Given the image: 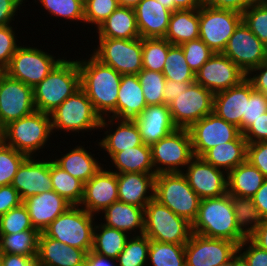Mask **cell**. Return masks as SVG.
I'll use <instances>...</instances> for the list:
<instances>
[{
    "label": "cell",
    "instance_id": "65",
    "mask_svg": "<svg viewBox=\"0 0 267 266\" xmlns=\"http://www.w3.org/2000/svg\"><path fill=\"white\" fill-rule=\"evenodd\" d=\"M249 238L261 249L267 251V219L263 220Z\"/></svg>",
    "mask_w": 267,
    "mask_h": 266
},
{
    "label": "cell",
    "instance_id": "20",
    "mask_svg": "<svg viewBox=\"0 0 267 266\" xmlns=\"http://www.w3.org/2000/svg\"><path fill=\"white\" fill-rule=\"evenodd\" d=\"M118 200L117 174L103 166L84 184L83 198L79 206L98 217Z\"/></svg>",
    "mask_w": 267,
    "mask_h": 266
},
{
    "label": "cell",
    "instance_id": "5",
    "mask_svg": "<svg viewBox=\"0 0 267 266\" xmlns=\"http://www.w3.org/2000/svg\"><path fill=\"white\" fill-rule=\"evenodd\" d=\"M53 134L59 131L61 135L70 134L84 136L85 132H95L101 125V116L96 112L91 101L80 88L73 95L65 99L55 110L50 113Z\"/></svg>",
    "mask_w": 267,
    "mask_h": 266
},
{
    "label": "cell",
    "instance_id": "48",
    "mask_svg": "<svg viewBox=\"0 0 267 266\" xmlns=\"http://www.w3.org/2000/svg\"><path fill=\"white\" fill-rule=\"evenodd\" d=\"M26 158L25 154L5 143L0 146V186L12 184L19 166Z\"/></svg>",
    "mask_w": 267,
    "mask_h": 266
},
{
    "label": "cell",
    "instance_id": "6",
    "mask_svg": "<svg viewBox=\"0 0 267 266\" xmlns=\"http://www.w3.org/2000/svg\"><path fill=\"white\" fill-rule=\"evenodd\" d=\"M96 218L97 216L88 213L79 205H72L51 222L42 233L47 237L88 253L93 248Z\"/></svg>",
    "mask_w": 267,
    "mask_h": 266
},
{
    "label": "cell",
    "instance_id": "13",
    "mask_svg": "<svg viewBox=\"0 0 267 266\" xmlns=\"http://www.w3.org/2000/svg\"><path fill=\"white\" fill-rule=\"evenodd\" d=\"M214 93L196 81L169 104L177 128L189 129L195 122L213 112Z\"/></svg>",
    "mask_w": 267,
    "mask_h": 266
},
{
    "label": "cell",
    "instance_id": "16",
    "mask_svg": "<svg viewBox=\"0 0 267 266\" xmlns=\"http://www.w3.org/2000/svg\"><path fill=\"white\" fill-rule=\"evenodd\" d=\"M36 111L33 88L9 77L4 71L0 80V123H8Z\"/></svg>",
    "mask_w": 267,
    "mask_h": 266
},
{
    "label": "cell",
    "instance_id": "2",
    "mask_svg": "<svg viewBox=\"0 0 267 266\" xmlns=\"http://www.w3.org/2000/svg\"><path fill=\"white\" fill-rule=\"evenodd\" d=\"M192 233L207 237L226 239L239 245L247 236L239 229L231 196L201 199Z\"/></svg>",
    "mask_w": 267,
    "mask_h": 266
},
{
    "label": "cell",
    "instance_id": "39",
    "mask_svg": "<svg viewBox=\"0 0 267 266\" xmlns=\"http://www.w3.org/2000/svg\"><path fill=\"white\" fill-rule=\"evenodd\" d=\"M39 235L40 232L35 228L14 234H0V253L37 257Z\"/></svg>",
    "mask_w": 267,
    "mask_h": 266
},
{
    "label": "cell",
    "instance_id": "49",
    "mask_svg": "<svg viewBox=\"0 0 267 266\" xmlns=\"http://www.w3.org/2000/svg\"><path fill=\"white\" fill-rule=\"evenodd\" d=\"M118 7L117 0H84V25L96 30Z\"/></svg>",
    "mask_w": 267,
    "mask_h": 266
},
{
    "label": "cell",
    "instance_id": "31",
    "mask_svg": "<svg viewBox=\"0 0 267 266\" xmlns=\"http://www.w3.org/2000/svg\"><path fill=\"white\" fill-rule=\"evenodd\" d=\"M147 107L137 74H122L116 104V119L138 117Z\"/></svg>",
    "mask_w": 267,
    "mask_h": 266
},
{
    "label": "cell",
    "instance_id": "33",
    "mask_svg": "<svg viewBox=\"0 0 267 266\" xmlns=\"http://www.w3.org/2000/svg\"><path fill=\"white\" fill-rule=\"evenodd\" d=\"M247 140L241 134L236 140L216 145L209 149L202 158L226 173L246 161Z\"/></svg>",
    "mask_w": 267,
    "mask_h": 266
},
{
    "label": "cell",
    "instance_id": "41",
    "mask_svg": "<svg viewBox=\"0 0 267 266\" xmlns=\"http://www.w3.org/2000/svg\"><path fill=\"white\" fill-rule=\"evenodd\" d=\"M231 196L234 214L239 229L249 237L263 222V218L252 198Z\"/></svg>",
    "mask_w": 267,
    "mask_h": 266
},
{
    "label": "cell",
    "instance_id": "12",
    "mask_svg": "<svg viewBox=\"0 0 267 266\" xmlns=\"http://www.w3.org/2000/svg\"><path fill=\"white\" fill-rule=\"evenodd\" d=\"M241 22V13L203 4L199 8V38L214 53H222Z\"/></svg>",
    "mask_w": 267,
    "mask_h": 266
},
{
    "label": "cell",
    "instance_id": "69",
    "mask_svg": "<svg viewBox=\"0 0 267 266\" xmlns=\"http://www.w3.org/2000/svg\"><path fill=\"white\" fill-rule=\"evenodd\" d=\"M0 139H4V126L0 123Z\"/></svg>",
    "mask_w": 267,
    "mask_h": 266
},
{
    "label": "cell",
    "instance_id": "15",
    "mask_svg": "<svg viewBox=\"0 0 267 266\" xmlns=\"http://www.w3.org/2000/svg\"><path fill=\"white\" fill-rule=\"evenodd\" d=\"M188 130L196 157H202L209 149L236 140L242 134L238 127L213 112L195 122Z\"/></svg>",
    "mask_w": 267,
    "mask_h": 266
},
{
    "label": "cell",
    "instance_id": "29",
    "mask_svg": "<svg viewBox=\"0 0 267 266\" xmlns=\"http://www.w3.org/2000/svg\"><path fill=\"white\" fill-rule=\"evenodd\" d=\"M84 146V147H83ZM78 144L74 148L69 147L68 152H60L61 154L55 156L53 154V161L64 171L68 172L74 178L82 181L84 184L89 181L103 166L99 162V158L95 154L87 150L84 145ZM63 153V154H62ZM59 157V158H57ZM98 158V160H97Z\"/></svg>",
    "mask_w": 267,
    "mask_h": 266
},
{
    "label": "cell",
    "instance_id": "38",
    "mask_svg": "<svg viewBox=\"0 0 267 266\" xmlns=\"http://www.w3.org/2000/svg\"><path fill=\"white\" fill-rule=\"evenodd\" d=\"M50 177L52 190L62 196L69 204L80 205L84 193V183L61 169L53 161L52 156L50 158Z\"/></svg>",
    "mask_w": 267,
    "mask_h": 266
},
{
    "label": "cell",
    "instance_id": "45",
    "mask_svg": "<svg viewBox=\"0 0 267 266\" xmlns=\"http://www.w3.org/2000/svg\"><path fill=\"white\" fill-rule=\"evenodd\" d=\"M149 246L146 235L130 236L116 259L117 266H147Z\"/></svg>",
    "mask_w": 267,
    "mask_h": 266
},
{
    "label": "cell",
    "instance_id": "3",
    "mask_svg": "<svg viewBox=\"0 0 267 266\" xmlns=\"http://www.w3.org/2000/svg\"><path fill=\"white\" fill-rule=\"evenodd\" d=\"M80 88L78 61L66 56L33 88L36 111L50 114Z\"/></svg>",
    "mask_w": 267,
    "mask_h": 266
},
{
    "label": "cell",
    "instance_id": "57",
    "mask_svg": "<svg viewBox=\"0 0 267 266\" xmlns=\"http://www.w3.org/2000/svg\"><path fill=\"white\" fill-rule=\"evenodd\" d=\"M22 203L19 193L11 184L0 186V216Z\"/></svg>",
    "mask_w": 267,
    "mask_h": 266
},
{
    "label": "cell",
    "instance_id": "70",
    "mask_svg": "<svg viewBox=\"0 0 267 266\" xmlns=\"http://www.w3.org/2000/svg\"><path fill=\"white\" fill-rule=\"evenodd\" d=\"M4 143V139H0V146Z\"/></svg>",
    "mask_w": 267,
    "mask_h": 266
},
{
    "label": "cell",
    "instance_id": "24",
    "mask_svg": "<svg viewBox=\"0 0 267 266\" xmlns=\"http://www.w3.org/2000/svg\"><path fill=\"white\" fill-rule=\"evenodd\" d=\"M133 120L138 126L143 143L149 146L177 129L169 105L166 104L148 105Z\"/></svg>",
    "mask_w": 267,
    "mask_h": 266
},
{
    "label": "cell",
    "instance_id": "53",
    "mask_svg": "<svg viewBox=\"0 0 267 266\" xmlns=\"http://www.w3.org/2000/svg\"><path fill=\"white\" fill-rule=\"evenodd\" d=\"M267 112V94L253 89L250 82V97L246 99V117H242V133L255 121L260 115Z\"/></svg>",
    "mask_w": 267,
    "mask_h": 266
},
{
    "label": "cell",
    "instance_id": "22",
    "mask_svg": "<svg viewBox=\"0 0 267 266\" xmlns=\"http://www.w3.org/2000/svg\"><path fill=\"white\" fill-rule=\"evenodd\" d=\"M41 157H27L14 176L11 185L17 190L22 201L52 190L50 158Z\"/></svg>",
    "mask_w": 267,
    "mask_h": 266
},
{
    "label": "cell",
    "instance_id": "34",
    "mask_svg": "<svg viewBox=\"0 0 267 266\" xmlns=\"http://www.w3.org/2000/svg\"><path fill=\"white\" fill-rule=\"evenodd\" d=\"M110 162L116 169H109L119 173L156 174L152 163L151 147L146 144L135 146L115 153Z\"/></svg>",
    "mask_w": 267,
    "mask_h": 266
},
{
    "label": "cell",
    "instance_id": "27",
    "mask_svg": "<svg viewBox=\"0 0 267 266\" xmlns=\"http://www.w3.org/2000/svg\"><path fill=\"white\" fill-rule=\"evenodd\" d=\"M156 174H117L119 201L144 208L154 199Z\"/></svg>",
    "mask_w": 267,
    "mask_h": 266
},
{
    "label": "cell",
    "instance_id": "56",
    "mask_svg": "<svg viewBox=\"0 0 267 266\" xmlns=\"http://www.w3.org/2000/svg\"><path fill=\"white\" fill-rule=\"evenodd\" d=\"M242 134L247 143L267 141V112L260 115Z\"/></svg>",
    "mask_w": 267,
    "mask_h": 266
},
{
    "label": "cell",
    "instance_id": "67",
    "mask_svg": "<svg viewBox=\"0 0 267 266\" xmlns=\"http://www.w3.org/2000/svg\"><path fill=\"white\" fill-rule=\"evenodd\" d=\"M230 266H249L246 259L237 251V253L231 258Z\"/></svg>",
    "mask_w": 267,
    "mask_h": 266
},
{
    "label": "cell",
    "instance_id": "46",
    "mask_svg": "<svg viewBox=\"0 0 267 266\" xmlns=\"http://www.w3.org/2000/svg\"><path fill=\"white\" fill-rule=\"evenodd\" d=\"M145 102L148 105L164 104L163 91L166 78L162 72L142 69L138 74Z\"/></svg>",
    "mask_w": 267,
    "mask_h": 266
},
{
    "label": "cell",
    "instance_id": "30",
    "mask_svg": "<svg viewBox=\"0 0 267 266\" xmlns=\"http://www.w3.org/2000/svg\"><path fill=\"white\" fill-rule=\"evenodd\" d=\"M102 214V215H101ZM105 226L118 229L129 236L144 233V208L116 201L100 213Z\"/></svg>",
    "mask_w": 267,
    "mask_h": 266
},
{
    "label": "cell",
    "instance_id": "66",
    "mask_svg": "<svg viewBox=\"0 0 267 266\" xmlns=\"http://www.w3.org/2000/svg\"><path fill=\"white\" fill-rule=\"evenodd\" d=\"M85 266H117L115 259L99 255L92 250L86 255Z\"/></svg>",
    "mask_w": 267,
    "mask_h": 266
},
{
    "label": "cell",
    "instance_id": "62",
    "mask_svg": "<svg viewBox=\"0 0 267 266\" xmlns=\"http://www.w3.org/2000/svg\"><path fill=\"white\" fill-rule=\"evenodd\" d=\"M191 83L193 82H176L166 79L163 91L164 104L169 105L175 98L178 97V94L185 91Z\"/></svg>",
    "mask_w": 267,
    "mask_h": 266
},
{
    "label": "cell",
    "instance_id": "7",
    "mask_svg": "<svg viewBox=\"0 0 267 266\" xmlns=\"http://www.w3.org/2000/svg\"><path fill=\"white\" fill-rule=\"evenodd\" d=\"M154 199L190 223L197 217L201 200L182 173L157 174Z\"/></svg>",
    "mask_w": 267,
    "mask_h": 266
},
{
    "label": "cell",
    "instance_id": "25",
    "mask_svg": "<svg viewBox=\"0 0 267 266\" xmlns=\"http://www.w3.org/2000/svg\"><path fill=\"white\" fill-rule=\"evenodd\" d=\"M23 205L27 208L32 226L39 232H43L51 222L72 206L54 190L31 196L23 200Z\"/></svg>",
    "mask_w": 267,
    "mask_h": 266
},
{
    "label": "cell",
    "instance_id": "68",
    "mask_svg": "<svg viewBox=\"0 0 267 266\" xmlns=\"http://www.w3.org/2000/svg\"><path fill=\"white\" fill-rule=\"evenodd\" d=\"M119 6L135 8L141 0H117Z\"/></svg>",
    "mask_w": 267,
    "mask_h": 266
},
{
    "label": "cell",
    "instance_id": "1",
    "mask_svg": "<svg viewBox=\"0 0 267 266\" xmlns=\"http://www.w3.org/2000/svg\"><path fill=\"white\" fill-rule=\"evenodd\" d=\"M87 57L77 59L80 87L101 118H116V104L122 74L101 63L92 54Z\"/></svg>",
    "mask_w": 267,
    "mask_h": 266
},
{
    "label": "cell",
    "instance_id": "47",
    "mask_svg": "<svg viewBox=\"0 0 267 266\" xmlns=\"http://www.w3.org/2000/svg\"><path fill=\"white\" fill-rule=\"evenodd\" d=\"M242 21L267 46V0H257L243 13Z\"/></svg>",
    "mask_w": 267,
    "mask_h": 266
},
{
    "label": "cell",
    "instance_id": "63",
    "mask_svg": "<svg viewBox=\"0 0 267 266\" xmlns=\"http://www.w3.org/2000/svg\"><path fill=\"white\" fill-rule=\"evenodd\" d=\"M168 10L174 12L182 9H199L203 0H156Z\"/></svg>",
    "mask_w": 267,
    "mask_h": 266
},
{
    "label": "cell",
    "instance_id": "54",
    "mask_svg": "<svg viewBox=\"0 0 267 266\" xmlns=\"http://www.w3.org/2000/svg\"><path fill=\"white\" fill-rule=\"evenodd\" d=\"M238 252L249 266H267V251L257 246L249 237L238 245Z\"/></svg>",
    "mask_w": 267,
    "mask_h": 266
},
{
    "label": "cell",
    "instance_id": "10",
    "mask_svg": "<svg viewBox=\"0 0 267 266\" xmlns=\"http://www.w3.org/2000/svg\"><path fill=\"white\" fill-rule=\"evenodd\" d=\"M150 147L156 175L182 173L194 157L188 129L177 128Z\"/></svg>",
    "mask_w": 267,
    "mask_h": 266
},
{
    "label": "cell",
    "instance_id": "35",
    "mask_svg": "<svg viewBox=\"0 0 267 266\" xmlns=\"http://www.w3.org/2000/svg\"><path fill=\"white\" fill-rule=\"evenodd\" d=\"M265 179V176L246 160L227 173V193L252 198Z\"/></svg>",
    "mask_w": 267,
    "mask_h": 266
},
{
    "label": "cell",
    "instance_id": "28",
    "mask_svg": "<svg viewBox=\"0 0 267 266\" xmlns=\"http://www.w3.org/2000/svg\"><path fill=\"white\" fill-rule=\"evenodd\" d=\"M134 11L142 39L165 37L172 11L156 0H141Z\"/></svg>",
    "mask_w": 267,
    "mask_h": 266
},
{
    "label": "cell",
    "instance_id": "21",
    "mask_svg": "<svg viewBox=\"0 0 267 266\" xmlns=\"http://www.w3.org/2000/svg\"><path fill=\"white\" fill-rule=\"evenodd\" d=\"M102 131H104L103 137L95 144L100 148L99 151L101 149V151H105L109 158L117 152L143 144L138 126L134 120L104 117L99 127V132Z\"/></svg>",
    "mask_w": 267,
    "mask_h": 266
},
{
    "label": "cell",
    "instance_id": "32",
    "mask_svg": "<svg viewBox=\"0 0 267 266\" xmlns=\"http://www.w3.org/2000/svg\"><path fill=\"white\" fill-rule=\"evenodd\" d=\"M97 38H140L134 8L119 6L96 29Z\"/></svg>",
    "mask_w": 267,
    "mask_h": 266
},
{
    "label": "cell",
    "instance_id": "55",
    "mask_svg": "<svg viewBox=\"0 0 267 266\" xmlns=\"http://www.w3.org/2000/svg\"><path fill=\"white\" fill-rule=\"evenodd\" d=\"M246 160L267 178V141L248 143Z\"/></svg>",
    "mask_w": 267,
    "mask_h": 266
},
{
    "label": "cell",
    "instance_id": "44",
    "mask_svg": "<svg viewBox=\"0 0 267 266\" xmlns=\"http://www.w3.org/2000/svg\"><path fill=\"white\" fill-rule=\"evenodd\" d=\"M162 73L166 79L176 82H195V73L187 64L179 45H172L169 48Z\"/></svg>",
    "mask_w": 267,
    "mask_h": 266
},
{
    "label": "cell",
    "instance_id": "37",
    "mask_svg": "<svg viewBox=\"0 0 267 266\" xmlns=\"http://www.w3.org/2000/svg\"><path fill=\"white\" fill-rule=\"evenodd\" d=\"M96 222L98 224L94 227L92 251L116 260L130 236L123 231L105 226L98 220Z\"/></svg>",
    "mask_w": 267,
    "mask_h": 266
},
{
    "label": "cell",
    "instance_id": "19",
    "mask_svg": "<svg viewBox=\"0 0 267 266\" xmlns=\"http://www.w3.org/2000/svg\"><path fill=\"white\" fill-rule=\"evenodd\" d=\"M246 74L223 53H214L195 74V81L213 93L232 88Z\"/></svg>",
    "mask_w": 267,
    "mask_h": 266
},
{
    "label": "cell",
    "instance_id": "50",
    "mask_svg": "<svg viewBox=\"0 0 267 266\" xmlns=\"http://www.w3.org/2000/svg\"><path fill=\"white\" fill-rule=\"evenodd\" d=\"M33 229L27 208L23 203L0 216V234H14Z\"/></svg>",
    "mask_w": 267,
    "mask_h": 266
},
{
    "label": "cell",
    "instance_id": "60",
    "mask_svg": "<svg viewBox=\"0 0 267 266\" xmlns=\"http://www.w3.org/2000/svg\"><path fill=\"white\" fill-rule=\"evenodd\" d=\"M246 78L251 82L254 90L267 94V58L252 69Z\"/></svg>",
    "mask_w": 267,
    "mask_h": 266
},
{
    "label": "cell",
    "instance_id": "61",
    "mask_svg": "<svg viewBox=\"0 0 267 266\" xmlns=\"http://www.w3.org/2000/svg\"><path fill=\"white\" fill-rule=\"evenodd\" d=\"M1 266H38L37 257L0 253Z\"/></svg>",
    "mask_w": 267,
    "mask_h": 266
},
{
    "label": "cell",
    "instance_id": "26",
    "mask_svg": "<svg viewBox=\"0 0 267 266\" xmlns=\"http://www.w3.org/2000/svg\"><path fill=\"white\" fill-rule=\"evenodd\" d=\"M87 253L66 245L40 232L38 239V266H85Z\"/></svg>",
    "mask_w": 267,
    "mask_h": 266
},
{
    "label": "cell",
    "instance_id": "42",
    "mask_svg": "<svg viewBox=\"0 0 267 266\" xmlns=\"http://www.w3.org/2000/svg\"><path fill=\"white\" fill-rule=\"evenodd\" d=\"M41 5L42 11H47L46 15L65 19L68 22H79L84 25V0H33Z\"/></svg>",
    "mask_w": 267,
    "mask_h": 266
},
{
    "label": "cell",
    "instance_id": "52",
    "mask_svg": "<svg viewBox=\"0 0 267 266\" xmlns=\"http://www.w3.org/2000/svg\"><path fill=\"white\" fill-rule=\"evenodd\" d=\"M17 25L0 26V69L5 70L17 51L18 47L22 44L16 36ZM19 41V42H18Z\"/></svg>",
    "mask_w": 267,
    "mask_h": 266
},
{
    "label": "cell",
    "instance_id": "59",
    "mask_svg": "<svg viewBox=\"0 0 267 266\" xmlns=\"http://www.w3.org/2000/svg\"><path fill=\"white\" fill-rule=\"evenodd\" d=\"M257 0H203V4L217 9H226L243 13Z\"/></svg>",
    "mask_w": 267,
    "mask_h": 266
},
{
    "label": "cell",
    "instance_id": "40",
    "mask_svg": "<svg viewBox=\"0 0 267 266\" xmlns=\"http://www.w3.org/2000/svg\"><path fill=\"white\" fill-rule=\"evenodd\" d=\"M186 266L185 244L150 240L147 266Z\"/></svg>",
    "mask_w": 267,
    "mask_h": 266
},
{
    "label": "cell",
    "instance_id": "43",
    "mask_svg": "<svg viewBox=\"0 0 267 266\" xmlns=\"http://www.w3.org/2000/svg\"><path fill=\"white\" fill-rule=\"evenodd\" d=\"M172 44L165 38L142 39V68L162 72Z\"/></svg>",
    "mask_w": 267,
    "mask_h": 266
},
{
    "label": "cell",
    "instance_id": "4",
    "mask_svg": "<svg viewBox=\"0 0 267 266\" xmlns=\"http://www.w3.org/2000/svg\"><path fill=\"white\" fill-rule=\"evenodd\" d=\"M53 135L50 114L41 111H34L4 126V143L27 157H40V152L45 153L44 148L49 147Z\"/></svg>",
    "mask_w": 267,
    "mask_h": 266
},
{
    "label": "cell",
    "instance_id": "14",
    "mask_svg": "<svg viewBox=\"0 0 267 266\" xmlns=\"http://www.w3.org/2000/svg\"><path fill=\"white\" fill-rule=\"evenodd\" d=\"M238 245L226 239L192 233L185 244L186 266H224L237 253Z\"/></svg>",
    "mask_w": 267,
    "mask_h": 266
},
{
    "label": "cell",
    "instance_id": "8",
    "mask_svg": "<svg viewBox=\"0 0 267 266\" xmlns=\"http://www.w3.org/2000/svg\"><path fill=\"white\" fill-rule=\"evenodd\" d=\"M144 216L143 234L150 240L186 244L192 235V223L155 199L145 206Z\"/></svg>",
    "mask_w": 267,
    "mask_h": 266
},
{
    "label": "cell",
    "instance_id": "71",
    "mask_svg": "<svg viewBox=\"0 0 267 266\" xmlns=\"http://www.w3.org/2000/svg\"><path fill=\"white\" fill-rule=\"evenodd\" d=\"M3 72V70L0 69V80H1V73Z\"/></svg>",
    "mask_w": 267,
    "mask_h": 266
},
{
    "label": "cell",
    "instance_id": "11",
    "mask_svg": "<svg viewBox=\"0 0 267 266\" xmlns=\"http://www.w3.org/2000/svg\"><path fill=\"white\" fill-rule=\"evenodd\" d=\"M98 45L91 54L120 74H138L142 68V38H96Z\"/></svg>",
    "mask_w": 267,
    "mask_h": 266
},
{
    "label": "cell",
    "instance_id": "58",
    "mask_svg": "<svg viewBox=\"0 0 267 266\" xmlns=\"http://www.w3.org/2000/svg\"><path fill=\"white\" fill-rule=\"evenodd\" d=\"M23 6L25 7L26 5H23L21 0H0V26L14 24L15 18L19 15L18 13L24 9L21 8Z\"/></svg>",
    "mask_w": 267,
    "mask_h": 266
},
{
    "label": "cell",
    "instance_id": "64",
    "mask_svg": "<svg viewBox=\"0 0 267 266\" xmlns=\"http://www.w3.org/2000/svg\"><path fill=\"white\" fill-rule=\"evenodd\" d=\"M252 199L262 218L267 219V178Z\"/></svg>",
    "mask_w": 267,
    "mask_h": 266
},
{
    "label": "cell",
    "instance_id": "18",
    "mask_svg": "<svg viewBox=\"0 0 267 266\" xmlns=\"http://www.w3.org/2000/svg\"><path fill=\"white\" fill-rule=\"evenodd\" d=\"M200 199L221 197L227 193V173L194 156L182 171Z\"/></svg>",
    "mask_w": 267,
    "mask_h": 266
},
{
    "label": "cell",
    "instance_id": "9",
    "mask_svg": "<svg viewBox=\"0 0 267 266\" xmlns=\"http://www.w3.org/2000/svg\"><path fill=\"white\" fill-rule=\"evenodd\" d=\"M41 48L20 45L12 56L4 72L11 78L19 80L34 88L65 57L55 56Z\"/></svg>",
    "mask_w": 267,
    "mask_h": 266
},
{
    "label": "cell",
    "instance_id": "17",
    "mask_svg": "<svg viewBox=\"0 0 267 266\" xmlns=\"http://www.w3.org/2000/svg\"><path fill=\"white\" fill-rule=\"evenodd\" d=\"M222 53L247 75L267 58V46L242 21Z\"/></svg>",
    "mask_w": 267,
    "mask_h": 266
},
{
    "label": "cell",
    "instance_id": "51",
    "mask_svg": "<svg viewBox=\"0 0 267 266\" xmlns=\"http://www.w3.org/2000/svg\"><path fill=\"white\" fill-rule=\"evenodd\" d=\"M179 46L183 50L187 64L195 74L214 54L200 38L184 42Z\"/></svg>",
    "mask_w": 267,
    "mask_h": 266
},
{
    "label": "cell",
    "instance_id": "36",
    "mask_svg": "<svg viewBox=\"0 0 267 266\" xmlns=\"http://www.w3.org/2000/svg\"><path fill=\"white\" fill-rule=\"evenodd\" d=\"M172 45L199 38V9H182L172 12L164 37Z\"/></svg>",
    "mask_w": 267,
    "mask_h": 266
},
{
    "label": "cell",
    "instance_id": "23",
    "mask_svg": "<svg viewBox=\"0 0 267 266\" xmlns=\"http://www.w3.org/2000/svg\"><path fill=\"white\" fill-rule=\"evenodd\" d=\"M250 97V81L245 78L238 85L214 93L213 113L238 127L242 133V117H246V99Z\"/></svg>",
    "mask_w": 267,
    "mask_h": 266
}]
</instances>
